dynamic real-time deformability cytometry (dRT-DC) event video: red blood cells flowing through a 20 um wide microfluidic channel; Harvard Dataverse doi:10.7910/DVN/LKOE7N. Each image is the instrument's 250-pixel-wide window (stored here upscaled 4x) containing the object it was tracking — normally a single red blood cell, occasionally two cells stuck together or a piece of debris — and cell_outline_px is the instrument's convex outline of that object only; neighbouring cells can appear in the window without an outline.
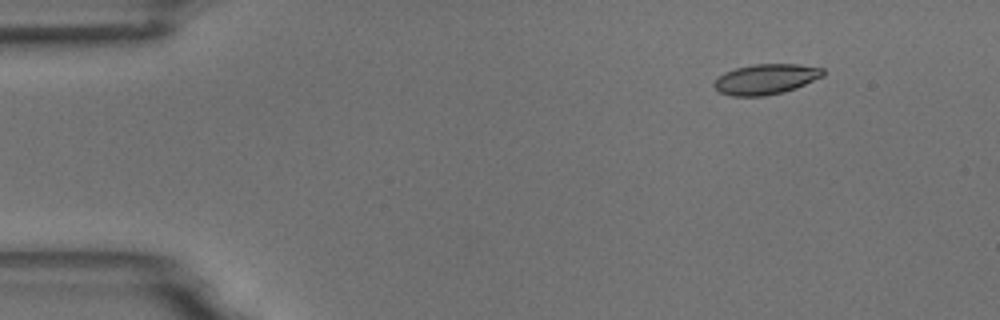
{"species": "common noctule bat (a hibernating species)", "species_latin": "Nyctalus noctula", "temperature_condition": "room temperature", "stored_images_in_passage": 4, "camera_frame_rate_fps": 3000, "um_per_image_px": 0.085, "animal": {"sex": "male", "body_mass_g": 18.8}, "frame": {"image": 1, "passage_image": 2, "time_ms": 1.333, "image_size_px": [1000, 320], "cell_outline_px": [[824, 76], [796, 88], [784, 92], [764, 96], [732, 96], [720, 92], [712, 84], [724, 72], [736, 68], [752, 64], [800, 64], [824, 68]], "centroid_in_image_um": [65.12, 6.72], "position_along_channel_um": 19.9, "area_um2": 19.31}}